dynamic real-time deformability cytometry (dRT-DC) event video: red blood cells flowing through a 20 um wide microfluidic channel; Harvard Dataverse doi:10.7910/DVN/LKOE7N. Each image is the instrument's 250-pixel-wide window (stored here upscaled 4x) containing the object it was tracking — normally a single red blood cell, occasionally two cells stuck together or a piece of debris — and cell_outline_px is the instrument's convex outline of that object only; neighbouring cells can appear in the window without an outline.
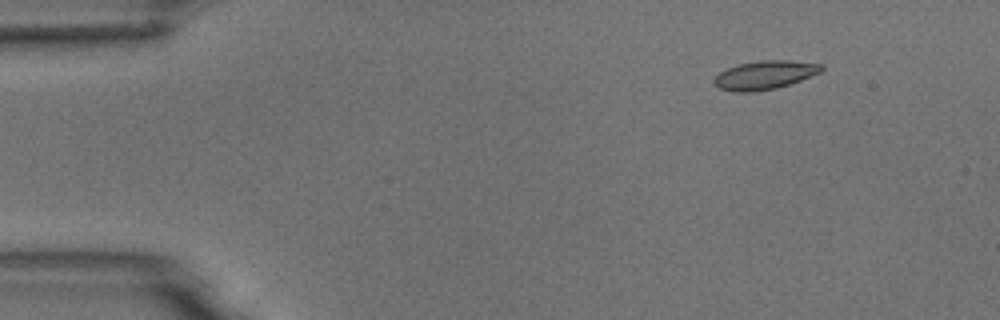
{"species": "common noctule bat (a hibernating species)", "species_latin": "Nyctalus noctula", "temperature_condition": "room temperature", "stored_images_in_passage": 8, "camera_frame_rate_fps": 3000, "um_per_image_px": 0.085, "animal": {"sex": "male", "body_mass_g": 18.8}, "frame": {"image": 1, "passage_image": 1, "time_ms": 0.0, "image_size_px": [1000, 320], "cell_outline_px": [[824, 68], [820, 72], [800, 80], [776, 88], [752, 92], [732, 92], [720, 88], [712, 80], [720, 72], [728, 68], [740, 64], [760, 60], [788, 60], [824, 64]], "centroid_in_image_um": [65.01, 6.37], "position_along_channel_um": 20.0, "area_um2": 17.74}}
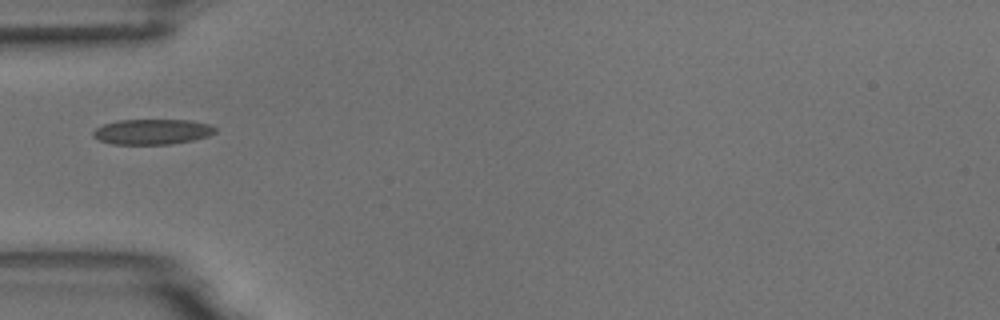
{"frame": {"image": 2, "passage_image": 4, "time_ms": 3.667, "image_size_px": [1000, 320], "cell_outline_px": [[216, 132], [208, 136], [192, 140], [172, 144], [112, 144], [100, 140], [92, 136], [92, 132], [96, 128], [104, 124], [116, 120], [192, 120], [208, 124], [216, 128]], "centroid_in_image_um": [12.93, 11.19], "position_along_channel_um": 72.1, "area_um2": 18.03}}
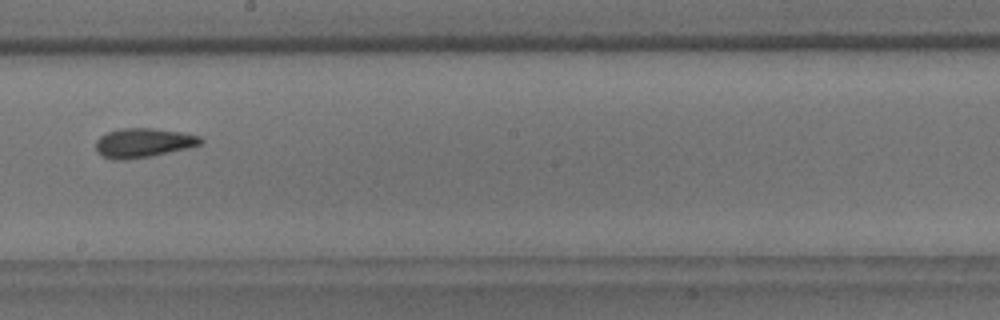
{"frame": {"image": 3, "passage_image": 8, "time_ms": 8.0, "image_size_px": [1000, 320], "cell_outline_px": [[204, 140], [200, 144], [188, 148], [148, 156], [124, 160], [112, 160], [96, 152], [96, 140], [100, 136], [108, 132], [120, 128], [152, 128], [184, 132], [200, 136]], "centroid_in_image_um": [12.17, 12.13], "position_along_channel_um": 236.0, "area_um2": 17.86}}